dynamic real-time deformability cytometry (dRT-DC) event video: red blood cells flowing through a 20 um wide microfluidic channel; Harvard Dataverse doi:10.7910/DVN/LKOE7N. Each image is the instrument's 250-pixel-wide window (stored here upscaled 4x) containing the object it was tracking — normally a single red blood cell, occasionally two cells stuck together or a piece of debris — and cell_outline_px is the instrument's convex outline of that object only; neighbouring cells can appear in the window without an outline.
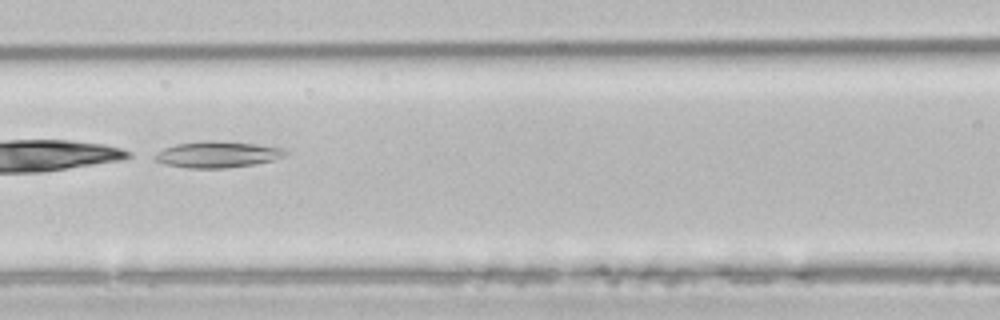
{"species": "common noctule bat (a hibernating species)", "species_latin": "Nyctalus noctula", "temperature_condition": "room temperature", "stored_images_in_passage": 3, "camera_frame_rate_fps": 3000, "um_per_image_px": 0.085, "animal": {"sex": "male", "body_mass_g": 21.5, "forearm_length_mm": 52.0}, "frame": {"image": 1, "passage_image": 3, "time_ms": 2.333, "image_size_px": [1000, 320], "cell_outline_px": [[288, 152], [284, 156], [272, 160], [252, 164], [224, 168], [188, 168], [164, 164], [148, 156], [164, 148], [176, 144], [200, 140], [212, 140], [256, 144], [284, 148]], "centroid_in_image_um": [18.4, 13.12], "position_along_channel_um": 148.2, "area_um2": 20.11}}